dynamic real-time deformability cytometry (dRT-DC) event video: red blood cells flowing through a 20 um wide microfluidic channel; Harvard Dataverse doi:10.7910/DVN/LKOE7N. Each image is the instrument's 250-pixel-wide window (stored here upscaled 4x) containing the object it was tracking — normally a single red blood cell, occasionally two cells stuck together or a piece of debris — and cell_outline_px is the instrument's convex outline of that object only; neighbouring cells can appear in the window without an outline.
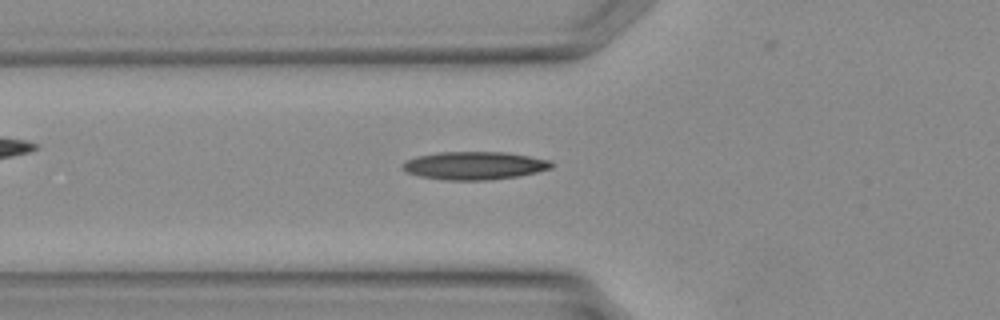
{"species": "Egyptian fruit bat (a non-hibernating species)", "species_latin": "Rousettus aegyptiacus", "temperature_condition": "warm", "stored_images_in_passage": 28, "camera_frame_rate_fps": 3000, "um_per_image_px": 0.085, "animal": {"sex": "female"}, "frame": {"image": 1, "passage_image": 5, "time_ms": 1.333, "image_size_px": [1000, 320], "cell_outline_px": [[552, 168], [520, 176], [488, 180], [448, 180], [420, 176], [404, 172], [400, 168], [400, 164], [416, 156], [440, 152], [504, 152], [552, 160]], "centroid_in_image_um": [40.3, 14.08], "position_along_channel_um": 85.5, "area_um2": 24.39}}